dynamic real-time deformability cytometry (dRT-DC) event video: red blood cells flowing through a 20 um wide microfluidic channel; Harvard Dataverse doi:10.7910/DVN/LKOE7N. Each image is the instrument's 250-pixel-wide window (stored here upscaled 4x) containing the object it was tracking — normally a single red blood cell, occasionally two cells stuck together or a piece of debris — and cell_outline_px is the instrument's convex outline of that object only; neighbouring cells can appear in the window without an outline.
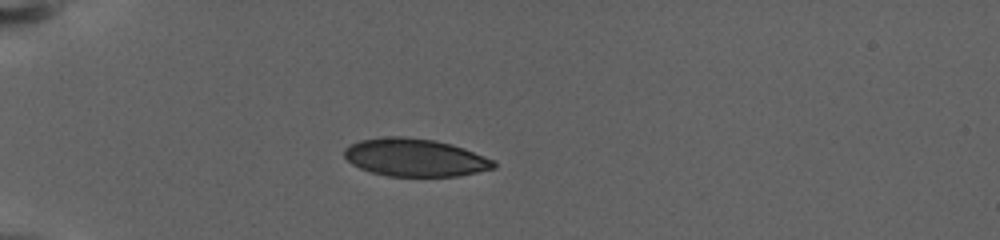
{"species": "human", "species_latin": "Homo sapiens", "temperature_condition": "warm", "stored_images_in_passage": 24, "camera_frame_rate_fps": 3000, "um_per_image_px": 0.085, "donor": {"sex": "female"}, "frame": {"image": 1, "passage_image": 1, "time_ms": 0.0, "image_size_px": [1000, 240], "cell_outline_px": [[496, 168], [460, 176], [388, 176], [372, 172], [360, 168], [352, 164], [344, 156], [344, 148], [360, 140], [388, 136], [404, 136], [436, 140], [452, 144], [464, 148], [496, 160]], "centroid_in_image_um": [35.32, 13.39], "position_along_channel_um": 49.7, "area_um2": 33.12}}
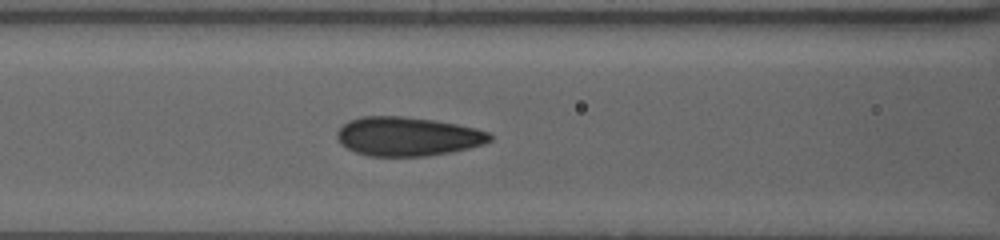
{"frame": {"image": 2, "passage_image": 8, "time_ms": 4.0, "image_size_px": [1000, 240], "cell_outline_px": [[492, 140], [484, 144], [452, 152], [428, 156], [368, 156], [356, 152], [340, 144], [336, 136], [336, 132], [348, 120], [364, 116], [404, 116], [432, 120], [456, 124], [476, 128], [488, 132], [492, 136]], "centroid_in_image_um": [34.64, 11.6], "position_along_channel_um": 132.0, "area_um2": 34.8}}
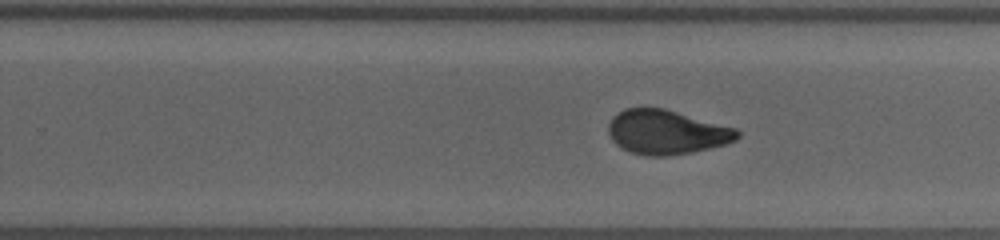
{"frame": {"image": 3, "passage_image": 21, "time_ms": 9.0, "image_size_px": [1000, 240], "cell_outline_px": [[740, 136], [736, 140], [724, 144], [692, 152], [664, 156], [648, 156], [632, 152], [620, 148], [612, 140], [608, 132], [608, 124], [612, 116], [624, 108], [664, 108], [736, 128], [740, 132]], "centroid_in_image_um": [56.63, 11.22], "position_along_channel_um": 273.2, "area_um2": 33.23}}